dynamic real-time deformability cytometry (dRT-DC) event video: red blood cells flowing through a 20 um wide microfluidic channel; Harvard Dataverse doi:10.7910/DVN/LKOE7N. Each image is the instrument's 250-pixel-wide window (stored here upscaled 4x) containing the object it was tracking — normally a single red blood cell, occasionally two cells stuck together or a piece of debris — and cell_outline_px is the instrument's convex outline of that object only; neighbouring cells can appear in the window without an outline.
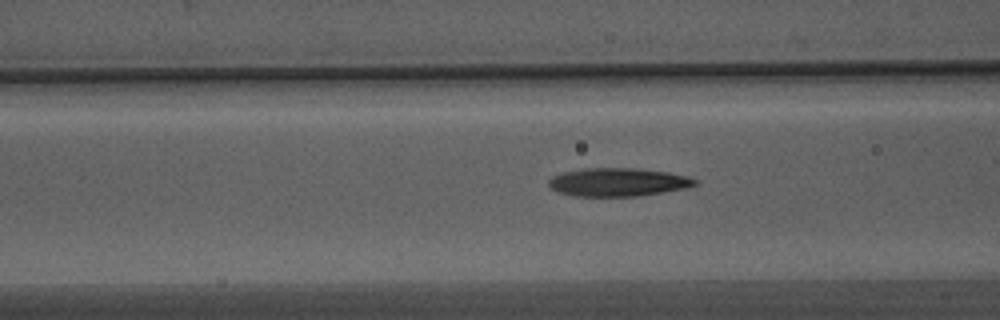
{"species": "Egyptian fruit bat (a non-hibernating species)", "species_latin": "Rousettus aegyptiacus", "temperature_condition": "warm", "stored_images_in_passage": 42, "camera_frame_rate_fps": 3000, "um_per_image_px": 0.085, "animal": {"sex": "male"}, "frame": {"image": 1, "passage_image": 19, "time_ms": 6.0, "image_size_px": [1000, 320], "cell_outline_px": [[700, 184], [688, 188], [636, 196], [572, 196], [556, 192], [548, 184], [548, 180], [552, 176], [564, 172], [584, 168], [636, 168], [668, 172], [688, 176], [696, 180]], "centroid_in_image_um": [52.54, 15.48], "position_along_channel_um": 114.1, "area_um2": 24.28}}
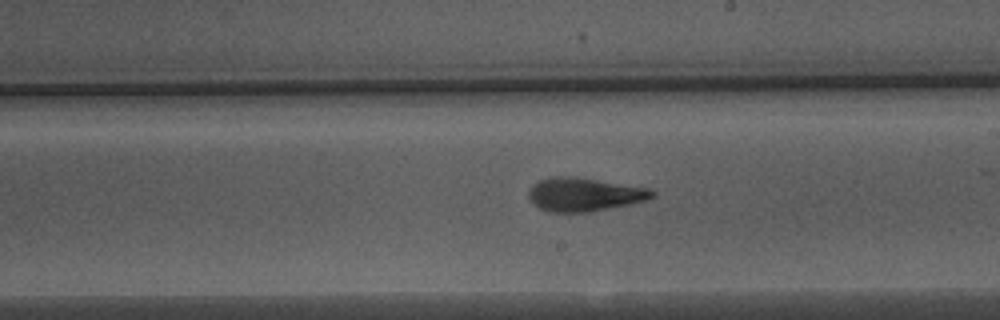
{"frame": {"image": 2, "passage_image": 29, "time_ms": 9.333, "image_size_px": [1000, 320], "cell_outline_px": [[656, 196], [648, 200], [588, 212], [548, 212], [540, 208], [528, 196], [528, 192], [532, 184], [540, 180], [552, 176], [572, 176], [648, 188], [656, 192]], "centroid_in_image_um": [49.66, 16.52], "position_along_channel_um": 239.3, "area_um2": 23.93}}
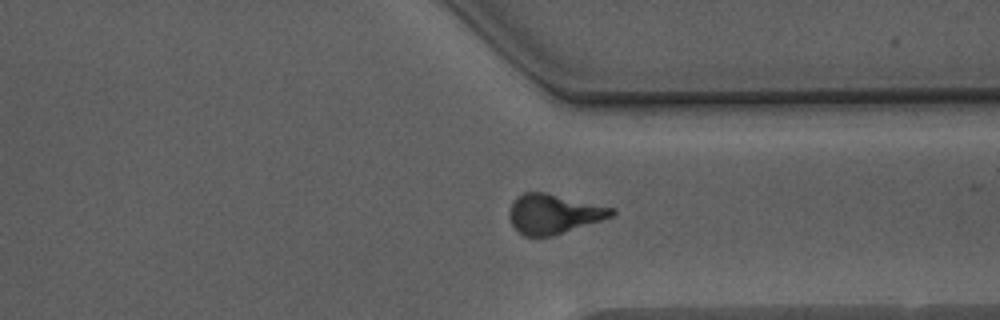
{"frame": {"image": 3, "passage_image": 39, "time_ms": 12.667, "image_size_px": [1000, 320], "cell_outline_px": [[616, 212], [612, 216], [552, 236], [524, 236], [512, 224], [508, 212], [516, 196], [524, 192], [544, 192], [616, 208]], "centroid_in_image_um": [47.05, 18.16], "position_along_channel_um": 364.3, "area_um2": 23.35}}